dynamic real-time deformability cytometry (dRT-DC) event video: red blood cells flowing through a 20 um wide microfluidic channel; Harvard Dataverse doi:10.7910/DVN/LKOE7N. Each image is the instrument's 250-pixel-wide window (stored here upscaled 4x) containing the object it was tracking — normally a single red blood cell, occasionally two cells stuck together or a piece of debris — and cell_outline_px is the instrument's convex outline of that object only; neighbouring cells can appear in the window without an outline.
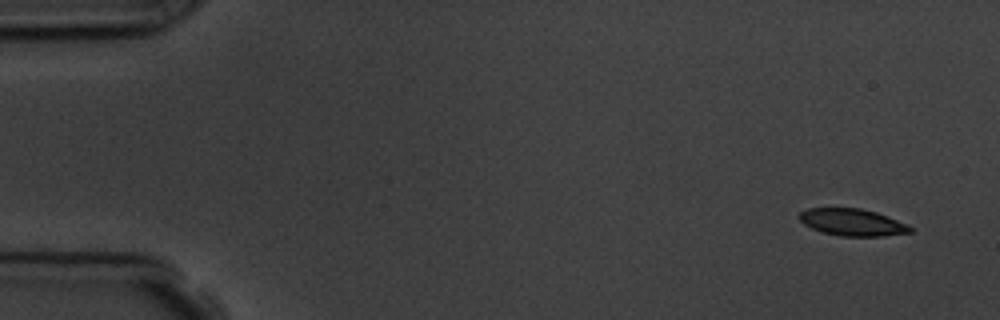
{"species": "common noctule bat (a hibernating species)", "species_latin": "Nyctalus noctula", "temperature_condition": "room temperature", "stored_images_in_passage": 7, "camera_frame_rate_fps": 3000, "um_per_image_px": 0.085, "animal": {"sex": "male", "body_mass_g": 19.5, "forearm_length_mm": 54.6}, "frame": {"image": 1, "passage_image": 1, "time_ms": 0.0, "image_size_px": [1000, 320], "cell_outline_px": [[912, 232], [884, 236], [840, 236], [824, 232], [812, 228], [804, 224], [800, 220], [800, 212], [808, 208], [860, 208], [876, 212], [908, 224], [912, 228]], "centroid_in_image_um": [72.47, 18.89], "position_along_channel_um": 12.5, "area_um2": 17.34}}
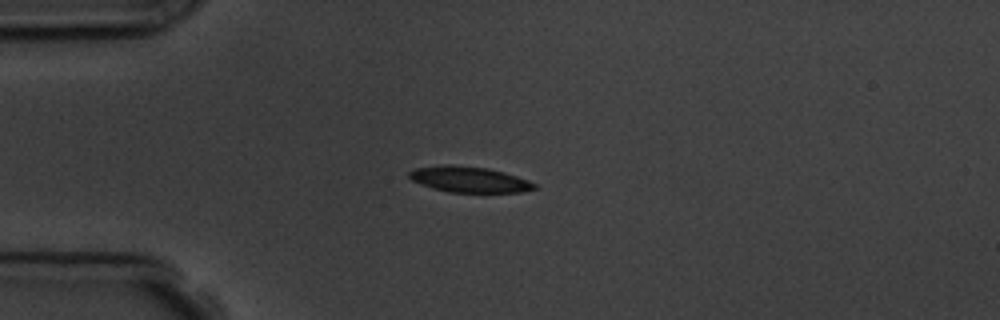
{"frame": {"image": 2, "passage_image": 4, "time_ms": 3.667, "image_size_px": [1000, 320], "cell_outline_px": [[536, 188], [520, 192], [448, 192], [432, 188], [420, 184], [412, 180], [408, 176], [408, 172], [416, 168], [444, 164], [452, 164], [488, 168], [504, 172], [528, 180], [536, 184]], "centroid_in_image_um": [39.85, 15.24], "position_along_channel_um": 45.2, "area_um2": 18.84}}